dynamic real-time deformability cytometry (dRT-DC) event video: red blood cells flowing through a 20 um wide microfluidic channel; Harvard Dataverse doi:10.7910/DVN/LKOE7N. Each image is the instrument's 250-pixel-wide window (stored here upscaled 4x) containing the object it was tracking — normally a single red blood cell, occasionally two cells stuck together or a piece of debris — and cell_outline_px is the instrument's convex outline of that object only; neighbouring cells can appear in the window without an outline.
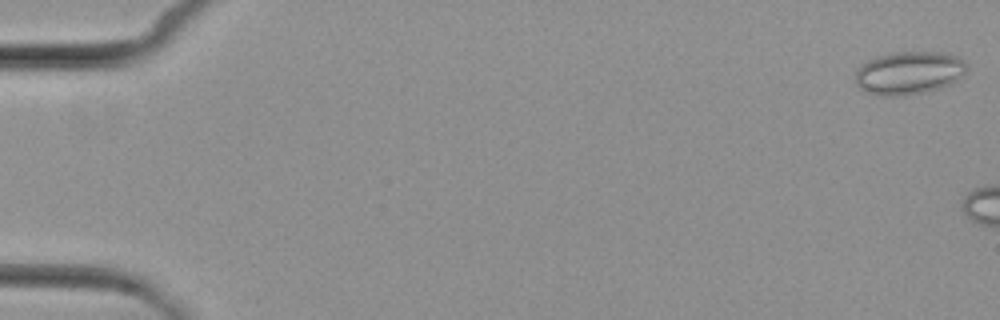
{"species": "common noctule bat (a hibernating species)", "species_latin": "Nyctalus noctula", "temperature_condition": "cold", "stored_images_in_passage": 4, "camera_frame_rate_fps": 3000, "um_per_image_px": 0.085, "animal": {"sex": "female", "body_mass_g": 29.2, "forearm_length_mm": 56.3}, "frame": {"image": 1, "passage_image": 1, "time_ms": 0.0, "image_size_px": [1000, 320], "cell_outline_px": [[968, 68], [964, 76], [948, 84], [924, 92], [900, 96], [880, 96], [868, 92], [860, 88], [856, 84], [856, 72], [868, 60], [876, 56], [888, 52], [940, 52], [956, 56], [964, 60], [968, 64]], "centroid_in_image_um": [77.28, 6.18], "position_along_channel_um": 7.7, "area_um2": 27.92}}